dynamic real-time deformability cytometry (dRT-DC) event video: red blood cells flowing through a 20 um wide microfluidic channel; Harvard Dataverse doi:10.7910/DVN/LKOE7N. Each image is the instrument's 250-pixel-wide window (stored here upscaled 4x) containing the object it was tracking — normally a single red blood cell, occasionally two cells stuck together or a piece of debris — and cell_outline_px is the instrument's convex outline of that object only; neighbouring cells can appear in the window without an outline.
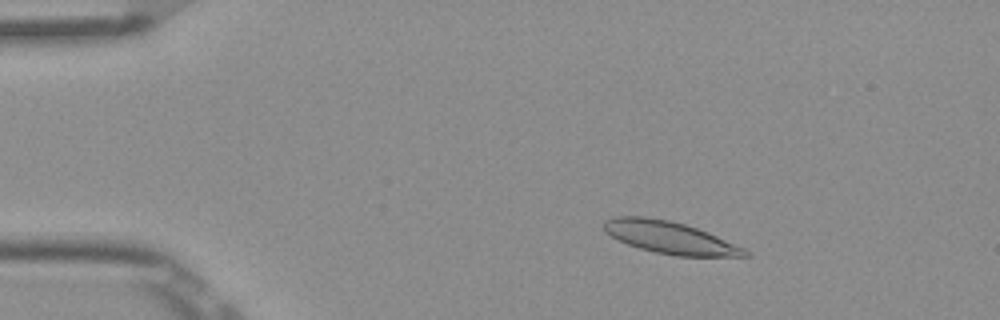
{"species": "Egyptian fruit bat (a non-hibernating species)", "species_latin": "Rousettus aegyptiacus", "temperature_condition": "room temperature", "stored_images_in_passage": 53, "camera_frame_rate_fps": 3000, "um_per_image_px": 0.085, "frame": {"image": 1, "passage_image": 9, "time_ms": 2.667, "image_size_px": [1000, 320], "cell_outline_px": [[752, 256], [676, 256], [656, 252], [640, 248], [616, 240], [604, 232], [604, 220], [616, 216], [644, 216], [668, 220], [684, 224], [708, 232], [744, 248]], "centroid_in_image_um": [56.9, 20.18], "position_along_channel_um": 28.1, "area_um2": 26.36}}
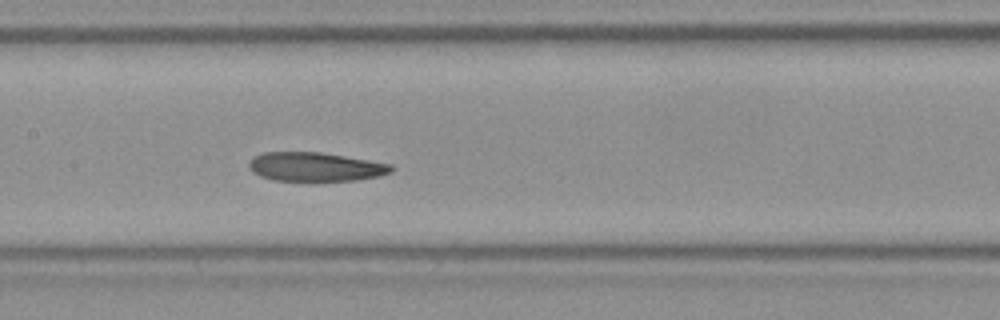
{"frame": {"image": 2, "passage_image": 26, "time_ms": 8.333, "image_size_px": [1000, 320], "cell_outline_px": [[396, 168], [392, 172], [380, 176], [356, 180], [272, 180], [260, 176], [252, 172], [248, 168], [248, 160], [252, 156], [264, 152], [320, 152], [392, 164]], "centroid_in_image_um": [26.78, 14.17], "position_along_channel_um": 180.6, "area_um2": 24.1}}
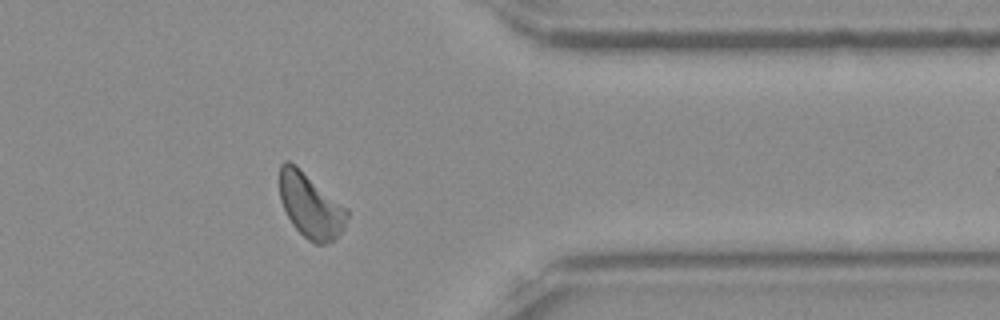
{"frame": {"image": 3, "passage_image": 43, "time_ms": 14.0, "image_size_px": [1000, 320], "cell_outline_px": [[348, 216], [344, 228], [336, 240], [324, 244], [316, 244], [308, 240], [292, 224], [280, 200], [280, 164], [284, 160], [288, 160], [296, 164], [348, 208]], "centroid_in_image_um": [26.42, 17.46], "position_along_channel_um": 385.0, "area_um2": 25.66}, "authors_computed_cell_mechanics": {"area_um2": 25.2586, "velocity_mm_per_s": 3.8456, "shape_relaxation_time_tau1_ms": 8.9133, "shape_relaxation_time_tau2_ms": 5.5083, "deformation_change_tau1": 0.1975, "deformation_change_tau2": 0.1323}}